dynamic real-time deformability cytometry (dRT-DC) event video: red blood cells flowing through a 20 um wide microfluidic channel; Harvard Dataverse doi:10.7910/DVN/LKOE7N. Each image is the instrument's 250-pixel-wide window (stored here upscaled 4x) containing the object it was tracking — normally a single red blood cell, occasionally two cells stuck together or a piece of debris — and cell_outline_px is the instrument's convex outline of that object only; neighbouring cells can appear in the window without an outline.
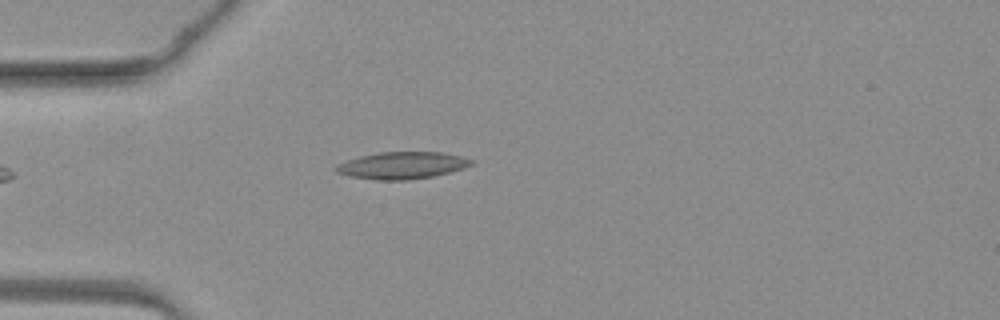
{"species": "common noctule bat (a hibernating species)", "species_latin": "Nyctalus noctula", "temperature_condition": "warm", "stored_images_in_passage": 35, "camera_frame_rate_fps": 3000, "um_per_image_px": 0.085, "animal": {"sex": "female", "body_mass_g": 19.3, "forearm_length_mm": 54.1}, "frame": {"image": 1, "passage_image": 1, "time_ms": 0.0, "image_size_px": [1000, 320], "cell_outline_px": [[476, 160], [472, 164], [464, 168], [432, 176], [408, 180], [376, 180], [348, 176], [336, 172], [336, 164], [360, 156], [380, 152], [444, 152]], "centroid_in_image_um": [34.18, 14.06], "position_along_channel_um": 50.8, "area_um2": 21.27}}
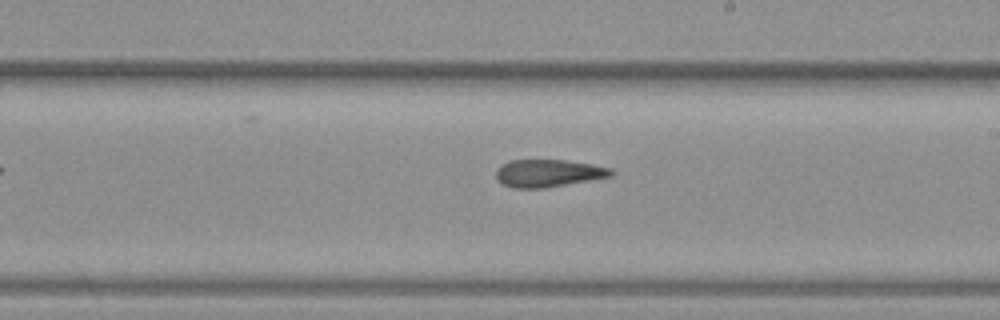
{"frame": {"image": 2, "passage_image": 15, "time_ms": 4.667, "image_size_px": [1000, 320], "cell_outline_px": [[616, 172], [612, 176], [544, 188], [516, 188], [504, 184], [496, 176], [496, 168], [500, 164], [508, 160], [564, 160], [592, 164], [612, 168]], "centroid_in_image_um": [46.62, 14.7], "position_along_channel_um": 242.4, "area_um2": 18.44}}
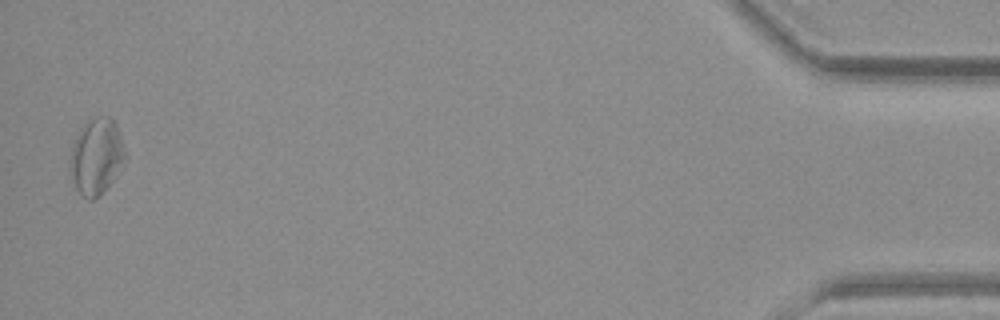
{"frame": {"image": 3, "passage_image": 34, "time_ms": 11.0, "image_size_px": [1000, 320], "cell_outline_px": [[124, 160], [112, 180], [92, 200], [88, 200], [76, 188], [68, 164], [68, 160], [72, 144], [80, 128], [88, 120], [96, 116], [108, 116], [116, 124], [120, 136], [124, 152]], "centroid_in_image_um": [8.14, 13.25], "position_along_channel_um": 427.1, "area_um2": 23.81}}